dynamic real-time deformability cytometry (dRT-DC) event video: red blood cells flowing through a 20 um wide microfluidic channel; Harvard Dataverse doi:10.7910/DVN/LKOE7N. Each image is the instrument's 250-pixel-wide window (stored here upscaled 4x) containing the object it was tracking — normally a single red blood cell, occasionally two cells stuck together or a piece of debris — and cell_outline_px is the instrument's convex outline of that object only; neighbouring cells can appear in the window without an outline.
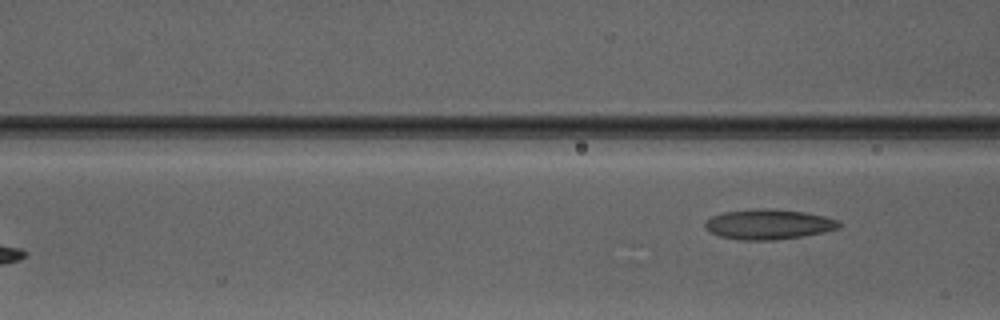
{"species": "Egyptian fruit bat (a non-hibernating species)", "species_latin": "Rousettus aegyptiacus", "temperature_condition": "warm", "stored_images_in_passage": 5, "camera_frame_rate_fps": 3000, "um_per_image_px": 0.085, "animal": {"sex": "male"}, "frame": {"image": 1, "passage_image": 5, "time_ms": 6.667, "image_size_px": [1000, 320], "cell_outline_px": [[840, 228], [804, 236], [772, 240], [740, 240], [720, 236], [704, 228], [704, 224], [712, 216], [724, 212], [756, 208], [772, 208], [804, 212], [824, 216], [836, 220], [840, 224]], "centroid_in_image_um": [65.31, 19.06], "position_along_channel_um": 101.3, "area_um2": 23.41}}